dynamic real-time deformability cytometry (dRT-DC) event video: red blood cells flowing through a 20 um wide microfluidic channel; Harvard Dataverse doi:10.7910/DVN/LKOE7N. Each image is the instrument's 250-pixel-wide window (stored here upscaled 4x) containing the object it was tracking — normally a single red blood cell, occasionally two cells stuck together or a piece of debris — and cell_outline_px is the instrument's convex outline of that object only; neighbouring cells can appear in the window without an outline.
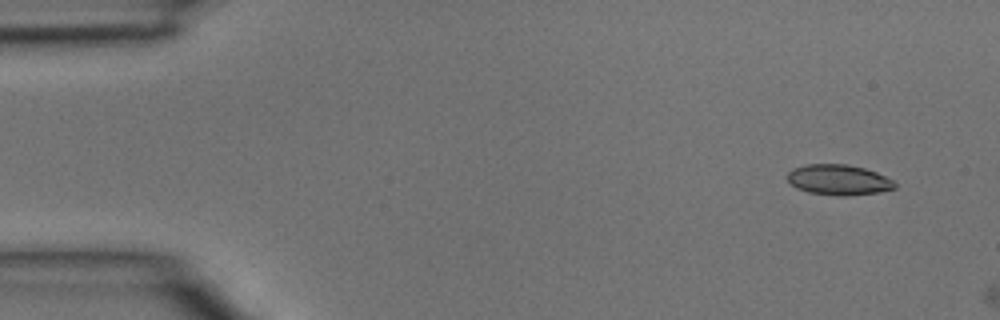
{"species": "common noctule bat (a hibernating species)", "species_latin": "Nyctalus noctula", "temperature_condition": "room temperature", "stored_images_in_passage": 2, "camera_frame_rate_fps": 3000, "um_per_image_px": 0.085, "animal": {"sex": "male", "body_mass_g": 15.6}, "frame": {"image": 1, "passage_image": 1, "time_ms": 0.0, "image_size_px": [1000, 320], "cell_outline_px": [[896, 188], [880, 192], [848, 196], [840, 196], [808, 192], [796, 188], [784, 176], [792, 168], [804, 164], [848, 164], [864, 168], [876, 172], [892, 180], [896, 184]], "centroid_in_image_um": [71.25, 15.28], "position_along_channel_um": 13.8, "area_um2": 19.25}}